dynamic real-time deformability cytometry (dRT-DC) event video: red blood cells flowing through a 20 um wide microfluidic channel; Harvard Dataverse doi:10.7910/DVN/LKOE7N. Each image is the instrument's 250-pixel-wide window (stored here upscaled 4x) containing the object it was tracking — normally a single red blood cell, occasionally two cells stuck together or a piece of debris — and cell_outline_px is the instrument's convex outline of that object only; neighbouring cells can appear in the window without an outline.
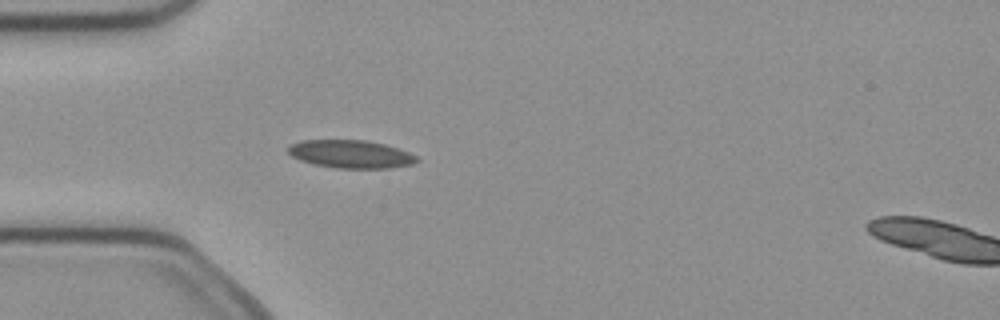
{"species": "common noctule bat (a hibernating species)", "species_latin": "Nyctalus noctula", "temperature_condition": "cold", "stored_images_in_passage": 6, "camera_frame_rate_fps": 3000, "um_per_image_px": 0.085, "animal": {"sex": "female", "body_mass_g": 21.9}, "frame": {"image": 1, "passage_image": 5, "time_ms": 1.333, "image_size_px": [1000, 320], "cell_outline_px": [[420, 160], [412, 164], [388, 168], [336, 168], [316, 164], [300, 160], [292, 156], [288, 152], [288, 148], [292, 144], [300, 140], [364, 140], [384, 144], [408, 152], [416, 156]], "centroid_in_image_um": [29.81, 13.1], "position_along_channel_um": 55.2, "area_um2": 20.75}}